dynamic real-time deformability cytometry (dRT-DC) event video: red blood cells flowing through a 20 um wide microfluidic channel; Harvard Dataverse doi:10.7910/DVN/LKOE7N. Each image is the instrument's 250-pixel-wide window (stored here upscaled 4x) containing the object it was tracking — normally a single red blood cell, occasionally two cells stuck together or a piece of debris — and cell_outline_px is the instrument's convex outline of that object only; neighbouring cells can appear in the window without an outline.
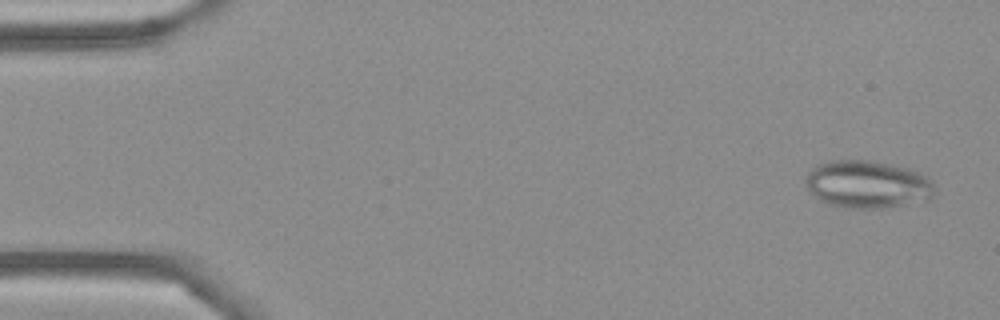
{"species": "Egyptian fruit bat (a non-hibernating species)", "species_latin": "Rousettus aegyptiacus", "temperature_condition": "cold", "stored_images_in_passage": 52, "camera_frame_rate_fps": 3000, "um_per_image_px": 0.085, "frame": {"image": 1, "passage_image": 2, "time_ms": 0.333, "image_size_px": [1000, 320], "cell_outline_px": [[936, 188], [932, 196], [928, 200], [888, 208], [848, 208], [828, 204], [820, 200], [808, 192], [804, 180], [808, 172], [816, 164], [828, 160], [868, 160], [892, 164], [908, 168], [932, 180]], "centroid_in_image_um": [73.71, 15.67], "position_along_channel_um": 11.3, "area_um2": 36.3}}
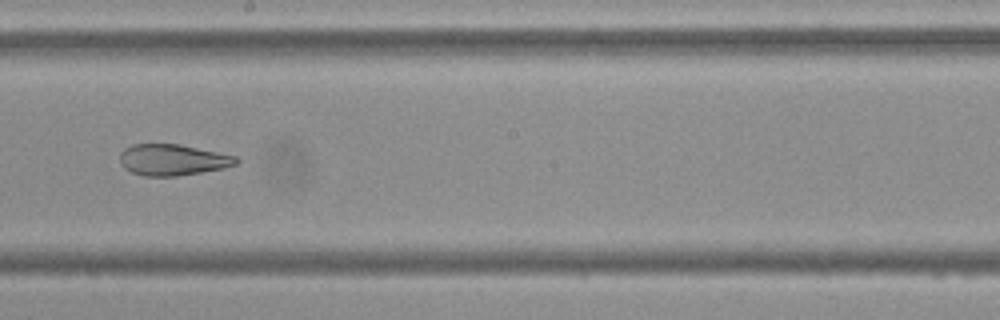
{"frame": {"image": 2, "passage_image": 29, "time_ms": 9.333, "image_size_px": [1000, 320], "cell_outline_px": [[240, 160], [236, 164], [224, 168], [176, 176], [144, 176], [132, 172], [124, 168], [120, 164], [120, 152], [124, 148], [132, 144], [180, 144], [236, 156]], "centroid_in_image_um": [14.65, 13.58], "position_along_channel_um": 233.5, "area_um2": 21.15}}
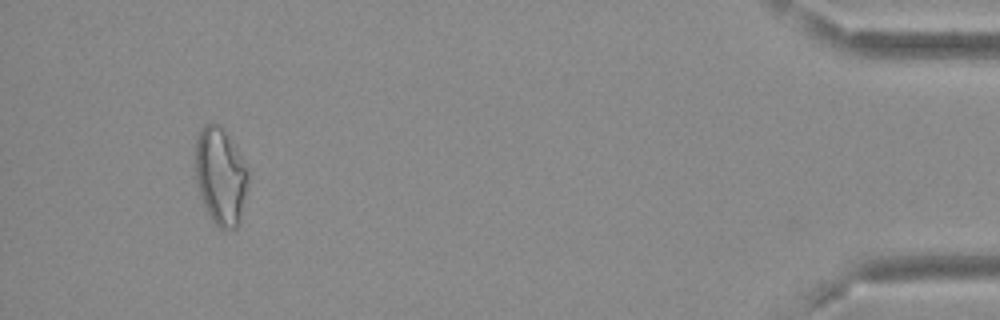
{"frame": {"image": 3, "passage_image": 49, "time_ms": 16.0, "image_size_px": [1000, 320], "cell_outline_px": [[248, 180], [240, 224], [236, 228], [220, 228], [208, 216], [196, 184], [196, 136], [200, 128], [204, 124], [216, 124], [224, 128], [232, 140], [248, 172]], "centroid_in_image_um": [18.73, 14.97], "position_along_channel_um": 416.5, "area_um2": 29.88}, "authors_computed_cell_mechanics": {"area_um2": 26.877, "velocity_mm_per_s": 3.7981, "shape_relaxation_time_tau1_ms": null, "shape_relaxation_time_tau2_ms": 2.2272, "deformation_change_tau1": null, "deformation_change_tau2": 0.0871}}